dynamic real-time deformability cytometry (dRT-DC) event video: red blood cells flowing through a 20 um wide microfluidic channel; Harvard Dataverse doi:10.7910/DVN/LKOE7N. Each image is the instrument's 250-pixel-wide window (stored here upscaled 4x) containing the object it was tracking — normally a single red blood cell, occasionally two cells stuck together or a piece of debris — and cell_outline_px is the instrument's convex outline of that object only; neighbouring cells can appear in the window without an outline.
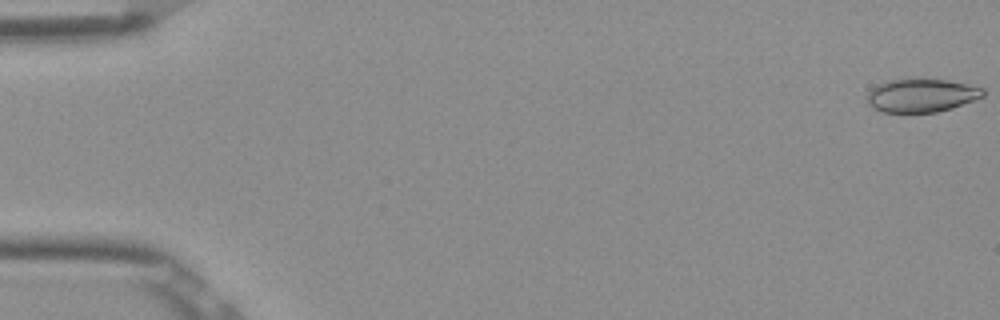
{"species": "Egyptian fruit bat (a non-hibernating species)", "species_latin": "Rousettus aegyptiacus", "temperature_condition": "room temperature", "stored_images_in_passage": 53, "camera_frame_rate_fps": 3000, "um_per_image_px": 0.085, "frame": {"image": 1, "passage_image": 1, "time_ms": 0.0, "image_size_px": [1000, 320], "cell_outline_px": [[984, 96], [952, 108], [936, 112], [880, 112], [872, 108], [868, 104], [868, 92], [872, 88], [884, 80], [948, 80], [984, 88]], "centroid_in_image_um": [78.3, 8.12], "position_along_channel_um": 6.7, "area_um2": 22.31}}
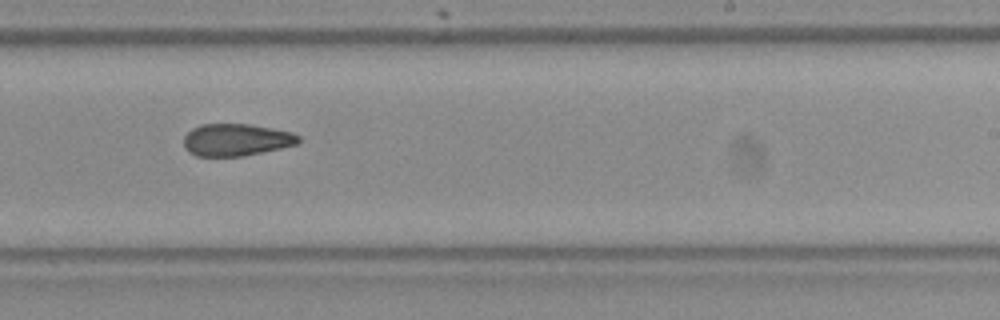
{"frame": {"image": 2, "passage_image": 33, "time_ms": 10.667, "image_size_px": [1000, 320], "cell_outline_px": [[300, 144], [244, 156], [196, 156], [188, 152], [184, 148], [184, 136], [192, 128], [200, 124], [248, 124], [272, 128], [292, 132], [300, 136]], "centroid_in_image_um": [20.09, 11.89], "position_along_channel_um": 268.9, "area_um2": 21.73}}
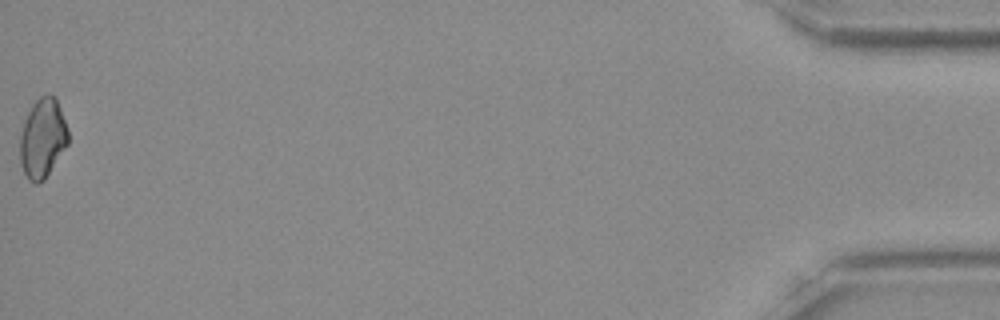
{"frame": {"image": 3, "passage_image": 53, "time_ms": 17.333, "image_size_px": [1000, 320], "cell_outline_px": [[68, 144], [44, 180], [36, 184], [28, 180], [20, 164], [20, 136], [24, 120], [32, 104], [40, 96], [48, 92], [56, 100], [60, 108], [68, 128]], "centroid_in_image_um": [3.61, 11.75], "position_along_channel_um": 431.6, "area_um2": 22.31}, "authors_computed_cell_mechanics": {"area_um2": 22.253, "velocity_mm_per_s": 3.9009, "shape_relaxation_time_tau1_ms": null, "shape_relaxation_time_tau2_ms": 2.6173, "deformation_change_tau1": null, "deformation_change_tau2": 0.0872}}